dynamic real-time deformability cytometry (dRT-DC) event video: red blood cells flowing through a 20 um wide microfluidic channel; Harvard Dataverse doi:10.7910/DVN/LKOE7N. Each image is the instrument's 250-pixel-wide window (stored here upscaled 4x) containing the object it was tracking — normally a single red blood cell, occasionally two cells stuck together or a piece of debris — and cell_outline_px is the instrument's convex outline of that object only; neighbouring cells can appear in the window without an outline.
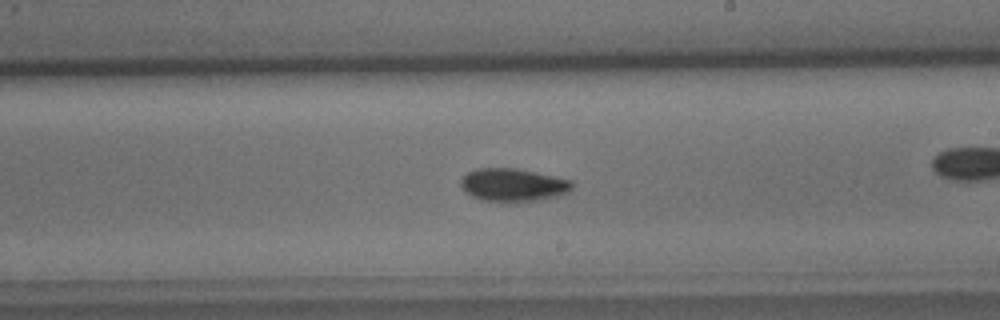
{"species": "common noctule bat (a hibernating species)", "species_latin": "Nyctalus noctula", "temperature_condition": "cold", "stored_images_in_passage": 50, "camera_frame_rate_fps": 3000, "um_per_image_px": 0.085, "animal": {"sex": "male", "body_mass_g": 15.6}, "frame": {"image": 1, "passage_image": 29, "time_ms": 9.333, "image_size_px": [1000, 320], "cell_outline_px": [[572, 188], [568, 192], [560, 196], [540, 200], [516, 204], [504, 204], [480, 200], [464, 192], [460, 184], [460, 180], [468, 172], [476, 168], [516, 168], [572, 180]], "centroid_in_image_um": [43.59, 15.77], "position_along_channel_um": 245.4, "area_um2": 22.2}, "authors_computed_cell_mechanics": {"area_um2": 20.1433, "velocity_mm_per_s": 4.0186, "shape_relaxation_time_tau1_ms": 2.9512, "shape_relaxation_time_tau2_ms": null, "deformation_change_tau1": 0.1075, "deformation_change_tau2": null}}